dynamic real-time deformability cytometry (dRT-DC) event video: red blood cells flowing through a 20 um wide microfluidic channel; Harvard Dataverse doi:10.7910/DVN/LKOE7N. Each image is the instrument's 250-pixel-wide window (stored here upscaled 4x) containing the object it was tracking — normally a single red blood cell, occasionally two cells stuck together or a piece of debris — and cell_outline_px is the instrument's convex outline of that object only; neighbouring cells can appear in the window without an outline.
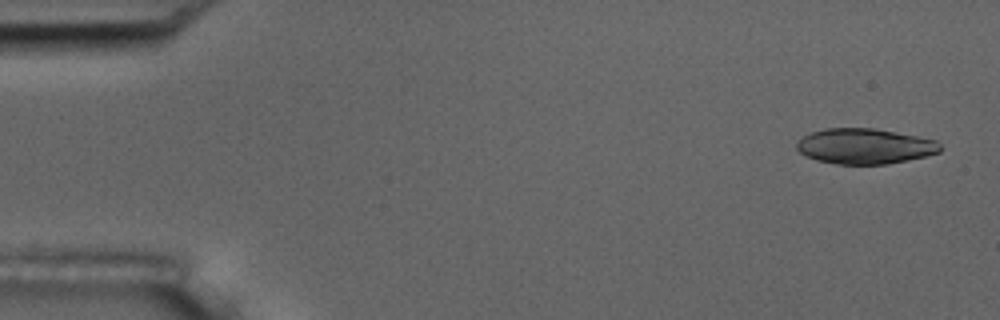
{"species": "common noctule bat (a hibernating species)", "species_latin": "Nyctalus noctula", "temperature_condition": "room temperature", "stored_images_in_passage": 4, "camera_frame_rate_fps": 3000, "um_per_image_px": 0.085, "animal": {"sex": "male", "body_mass_g": 17.5, "forearm_length_mm": 52.3}, "frame": {"image": 1, "passage_image": 1, "time_ms": 0.0, "image_size_px": [1000, 320], "cell_outline_px": [[940, 152], [924, 156], [888, 164], [836, 164], [816, 160], [804, 156], [796, 148], [796, 140], [812, 132], [828, 128], [876, 128], [936, 140], [940, 144]], "centroid_in_image_um": [73.46, 12.43], "position_along_channel_um": 11.5, "area_um2": 29.59}}